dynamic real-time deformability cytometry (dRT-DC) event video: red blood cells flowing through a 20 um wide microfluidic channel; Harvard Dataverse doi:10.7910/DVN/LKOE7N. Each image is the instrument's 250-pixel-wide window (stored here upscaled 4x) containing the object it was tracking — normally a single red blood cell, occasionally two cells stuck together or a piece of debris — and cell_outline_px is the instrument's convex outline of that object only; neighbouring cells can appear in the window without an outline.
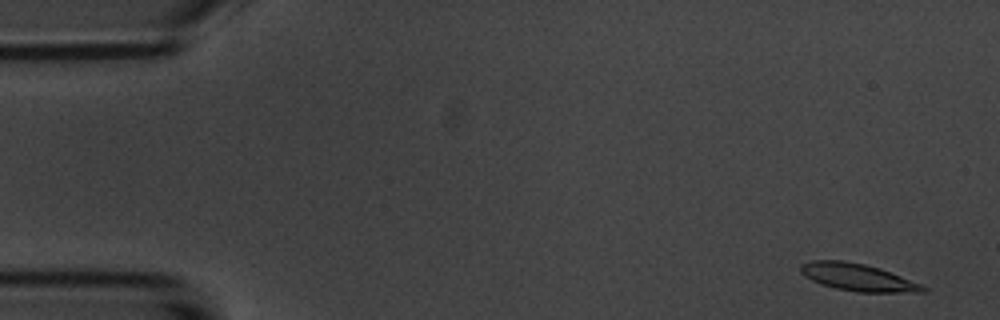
{"species": "common noctule bat (a hibernating species)", "species_latin": "Nyctalus noctula", "temperature_condition": "room temperature", "stored_images_in_passage": 7, "camera_frame_rate_fps": 3000, "um_per_image_px": 0.085, "animal": {"sex": "male", "body_mass_g": 20.1, "forearm_length_mm": 53.5}, "frame": {"image": 1, "passage_image": 1, "time_ms": 0.0, "image_size_px": [1000, 320], "cell_outline_px": [[928, 292], [856, 292], [836, 288], [820, 284], [804, 276], [800, 272], [800, 264], [812, 260], [840, 260], [864, 264], [880, 268], [920, 284], [928, 288]], "centroid_in_image_um": [72.88, 23.57], "position_along_channel_um": 12.1, "area_um2": 19.36}}
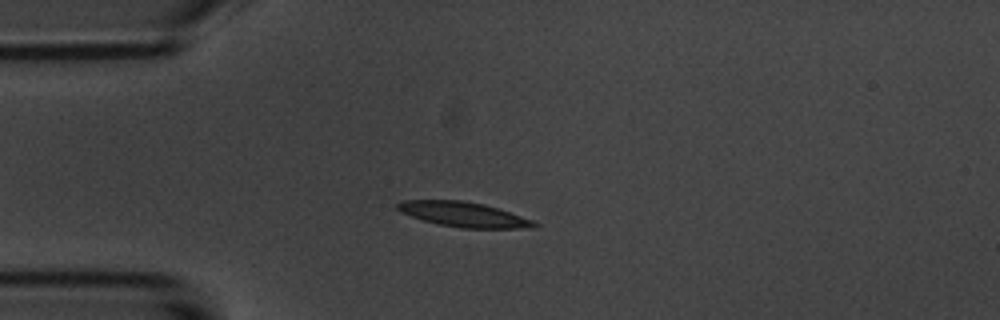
{"frame": {"image": 2, "passage_image": 4, "time_ms": 3.667, "image_size_px": [1000, 320], "cell_outline_px": [[540, 224], [536, 228], [460, 228], [440, 224], [424, 220], [400, 212], [396, 208], [396, 204], [404, 200], [460, 200], [484, 204], [532, 220]], "centroid_in_image_um": [39.4, 18.23], "position_along_channel_um": 45.6, "area_um2": 19.59}}
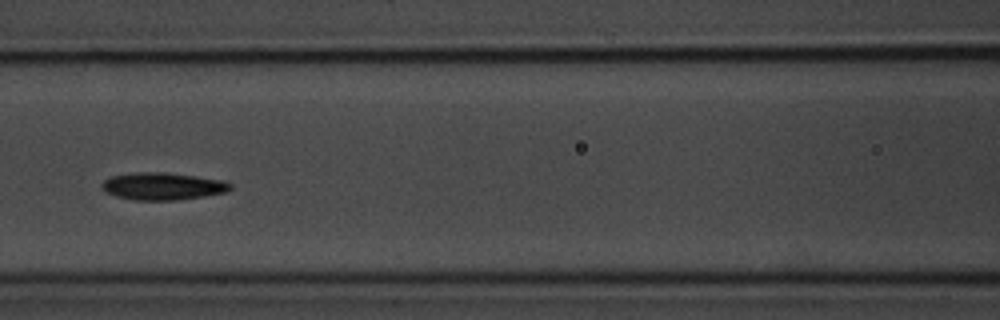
{"frame": {"image": 3, "passage_image": 7, "time_ms": 7.0, "image_size_px": [1000, 320], "cell_outline_px": [[232, 188], [228, 192], [204, 196], [176, 200], [132, 200], [116, 196], [104, 192], [100, 188], [100, 184], [104, 180], [112, 176], [132, 172], [164, 172], [196, 176], [224, 180], [232, 184]], "centroid_in_image_um": [13.81, 15.83], "position_along_channel_um": 152.8, "area_um2": 20.75}}